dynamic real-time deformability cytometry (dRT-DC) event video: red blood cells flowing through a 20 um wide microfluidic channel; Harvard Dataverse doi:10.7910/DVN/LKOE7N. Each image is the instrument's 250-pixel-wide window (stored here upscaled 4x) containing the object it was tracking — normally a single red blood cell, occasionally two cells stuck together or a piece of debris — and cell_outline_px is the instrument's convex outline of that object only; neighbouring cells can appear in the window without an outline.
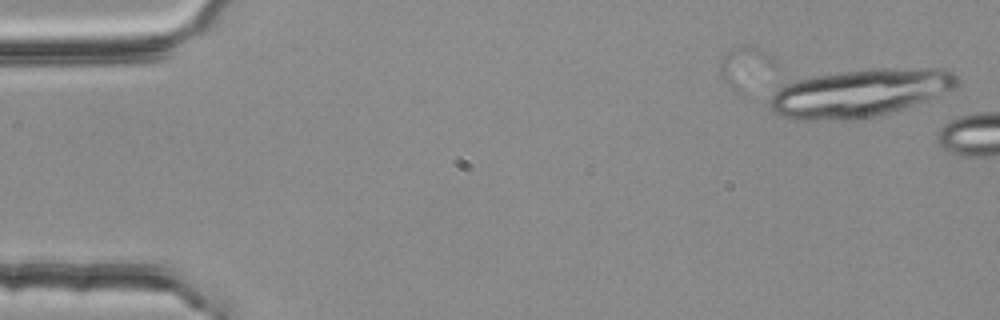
{"species": "common noctule bat (a hibernating species)", "species_latin": "Nyctalus noctula", "temperature_condition": "room temperature", "stored_images_in_passage": 3, "camera_frame_rate_fps": 3000, "um_per_image_px": 0.085, "animal": {"sex": "female", "body_mass_g": 25.1}, "frame": {"image": 1, "passage_image": 2, "time_ms": 0.333, "image_size_px": [1000, 320], "cell_outline_px": [[960, 80], [952, 88], [924, 100], [864, 120], [792, 120], [772, 112], [768, 104], [768, 100], [784, 84], [792, 80], [816, 76], [876, 68], [944, 68], [952, 72]], "centroid_in_image_um": [73.0, 7.92], "position_along_channel_um": 12.0, "area_um2": 51.9}}